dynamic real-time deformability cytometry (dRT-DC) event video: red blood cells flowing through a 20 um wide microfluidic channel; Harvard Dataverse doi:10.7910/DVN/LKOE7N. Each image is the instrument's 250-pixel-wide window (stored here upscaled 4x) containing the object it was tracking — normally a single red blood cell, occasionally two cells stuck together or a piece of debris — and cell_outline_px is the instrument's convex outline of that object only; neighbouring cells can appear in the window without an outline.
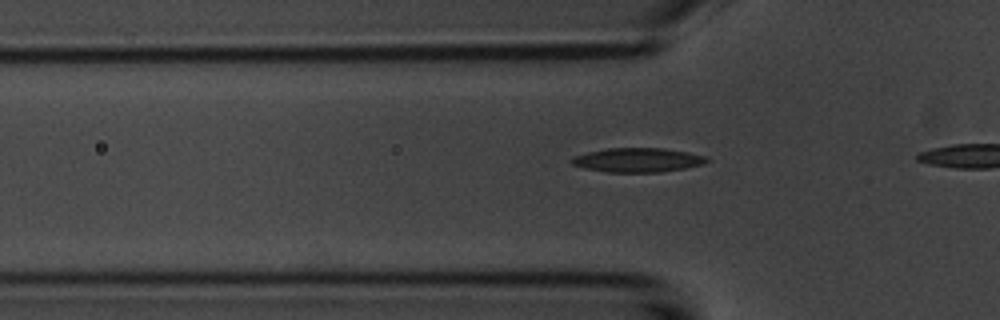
{"species": "common noctule bat (a hibernating species)", "species_latin": "Nyctalus noctula", "temperature_condition": "room temperature", "stored_images_in_passage": 6, "camera_frame_rate_fps": 3000, "um_per_image_px": 0.085, "animal": {"sex": "male", "body_mass_g": 20.1, "forearm_length_mm": 53.5}, "frame": {"image": 1, "passage_image": 4, "time_ms": 1.0, "image_size_px": [1000, 320], "cell_outline_px": [[708, 160], [704, 164], [684, 168], [660, 172], [608, 172], [584, 168], [572, 164], [568, 160], [572, 156], [588, 152], [608, 148], [664, 148], [688, 152], [704, 156]], "centroid_in_image_um": [54.15, 13.6], "position_along_channel_um": 71.6, "area_um2": 19.02}}